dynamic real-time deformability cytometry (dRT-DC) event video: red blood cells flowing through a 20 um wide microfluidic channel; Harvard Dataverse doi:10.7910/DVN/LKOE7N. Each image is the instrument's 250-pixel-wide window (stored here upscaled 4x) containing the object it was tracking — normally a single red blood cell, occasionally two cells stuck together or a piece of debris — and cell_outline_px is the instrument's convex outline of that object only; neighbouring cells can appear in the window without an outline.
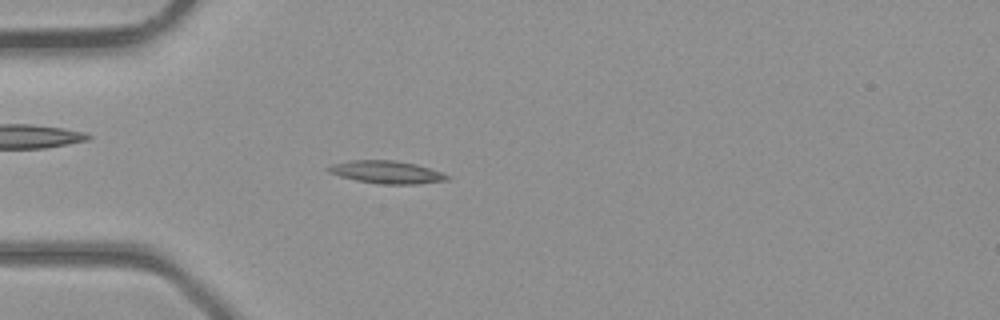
{"species": "common noctule bat (a hibernating species)", "species_latin": "Nyctalus noctula", "temperature_condition": "room temperature", "stored_images_in_passage": 41, "camera_frame_rate_fps": 3000, "um_per_image_px": 0.085, "animal": {"sex": "male", "body_mass_g": 23.1, "forearm_length_mm": 52.7}, "frame": {"image": 1, "passage_image": 12, "time_ms": 3.667, "image_size_px": [1000, 320], "cell_outline_px": [[452, 176], [448, 180], [416, 184], [384, 184], [356, 180], [340, 176], [328, 172], [324, 168], [332, 164], [348, 160], [396, 160], [416, 164]], "centroid_in_image_um": [32.84, 14.62], "position_along_channel_um": 52.2, "area_um2": 15.72}}
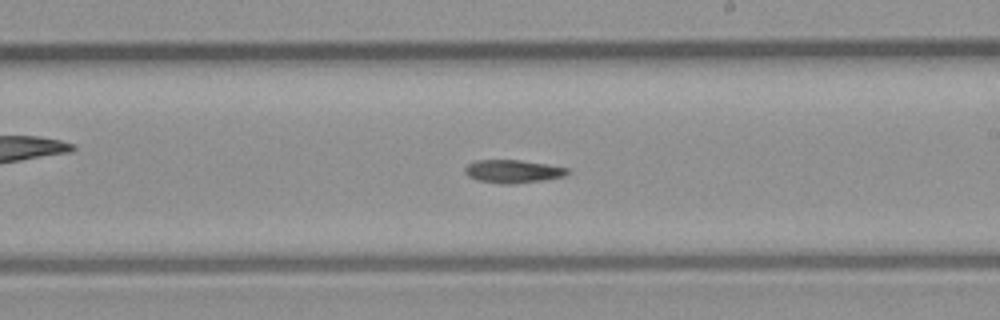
{"frame": {"image": 2, "passage_image": 24, "time_ms": 7.667, "image_size_px": [1000, 320], "cell_outline_px": [[572, 172], [564, 176], [544, 180], [512, 184], [504, 184], [476, 180], [468, 176], [464, 172], [464, 168], [472, 160], [520, 160], [568, 168]], "centroid_in_image_um": [43.57, 14.57], "position_along_channel_um": 245.4, "area_um2": 13.87}}
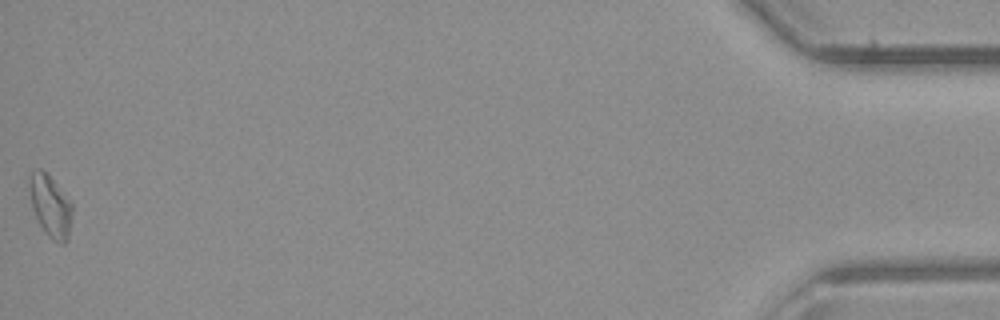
{"frame": {"image": 3, "passage_image": 41, "time_ms": 13.333, "image_size_px": [1000, 320], "cell_outline_px": [[72, 208], [68, 240], [64, 244], [60, 244], [52, 240], [48, 236], [40, 224], [32, 208], [28, 188], [28, 176], [32, 172], [40, 168], [48, 172], [72, 204]], "centroid_in_image_um": [4.26, 17.48], "position_along_channel_um": 430.9, "area_um2": 15.61}}